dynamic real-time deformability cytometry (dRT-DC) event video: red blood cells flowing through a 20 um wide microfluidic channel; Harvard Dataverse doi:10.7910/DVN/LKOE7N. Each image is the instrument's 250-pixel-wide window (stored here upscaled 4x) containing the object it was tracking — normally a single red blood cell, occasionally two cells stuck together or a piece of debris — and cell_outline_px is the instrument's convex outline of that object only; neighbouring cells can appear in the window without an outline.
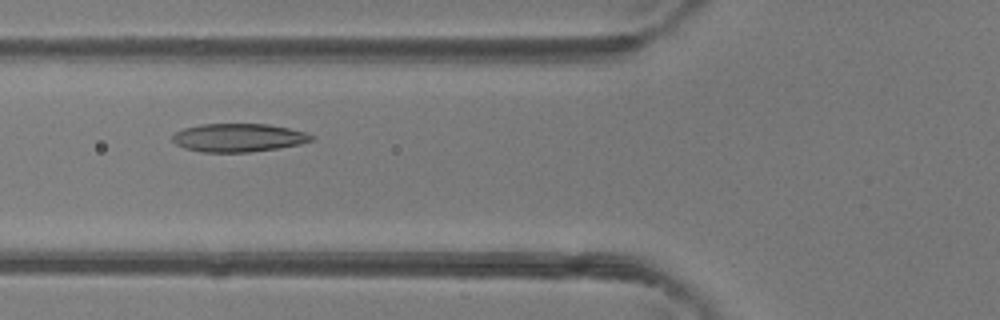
{"species": "common noctule bat (a hibernating species)", "species_latin": "Nyctalus noctula", "temperature_condition": "room temperature", "stored_images_in_passage": 36, "camera_frame_rate_fps": 3000, "um_per_image_px": 0.085, "animal": {"sex": "female"}, "frame": {"image": 1, "passage_image": 7, "time_ms": 2.0, "image_size_px": [1000, 320], "cell_outline_px": [[316, 140], [300, 144], [276, 148], [248, 152], [200, 152], [184, 148], [176, 144], [172, 140], [172, 136], [176, 132], [184, 128], [200, 124], [268, 124], [308, 132], [316, 136]], "centroid_in_image_um": [20.3, 11.7], "position_along_channel_um": 105.5, "area_um2": 23.06}}
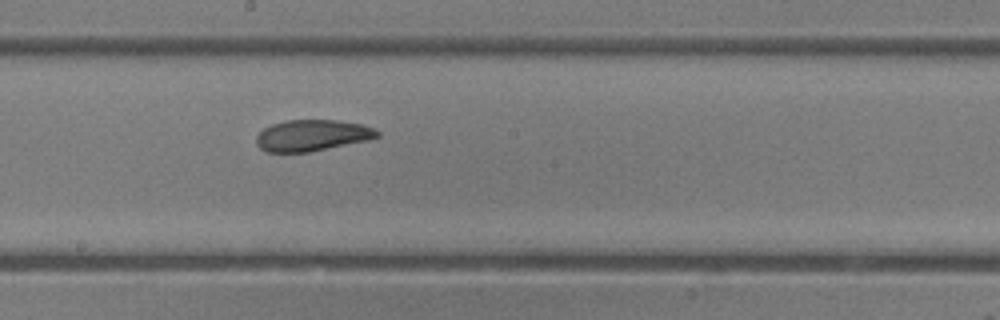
{"frame": {"image": 2, "passage_image": 15, "time_ms": 4.667, "image_size_px": [1000, 320], "cell_outline_px": [[380, 136], [368, 140], [308, 152], [264, 152], [256, 144], [256, 136], [264, 128], [272, 124], [288, 120], [336, 120], [360, 124], [372, 128], [380, 132]], "centroid_in_image_um": [26.5, 11.51], "position_along_channel_um": 221.7, "area_um2": 21.91}}
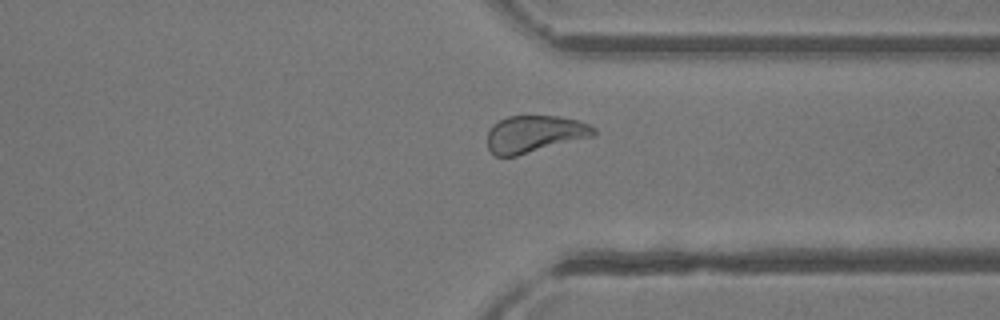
{"frame": {"image": 3, "passage_image": 25, "time_ms": 8.0, "image_size_px": [1000, 320], "cell_outline_px": [[596, 136], [516, 156], [496, 156], [488, 148], [488, 132], [492, 124], [508, 116], [556, 116], [580, 120], [596, 128]], "centroid_in_image_um": [45.48, 11.39], "position_along_channel_um": 365.9, "area_um2": 23.12}, "authors_computed_cell_mechanics": {"area_um2": 23.2067, "velocity_mm_per_s": 4.3488, "shape_relaxation_time_tau1_ms": 3.1924, "shape_relaxation_time_tau2_ms": 2.0698, "deformation_change_tau1": 0.1155, "deformation_change_tau2": 0.0705}}